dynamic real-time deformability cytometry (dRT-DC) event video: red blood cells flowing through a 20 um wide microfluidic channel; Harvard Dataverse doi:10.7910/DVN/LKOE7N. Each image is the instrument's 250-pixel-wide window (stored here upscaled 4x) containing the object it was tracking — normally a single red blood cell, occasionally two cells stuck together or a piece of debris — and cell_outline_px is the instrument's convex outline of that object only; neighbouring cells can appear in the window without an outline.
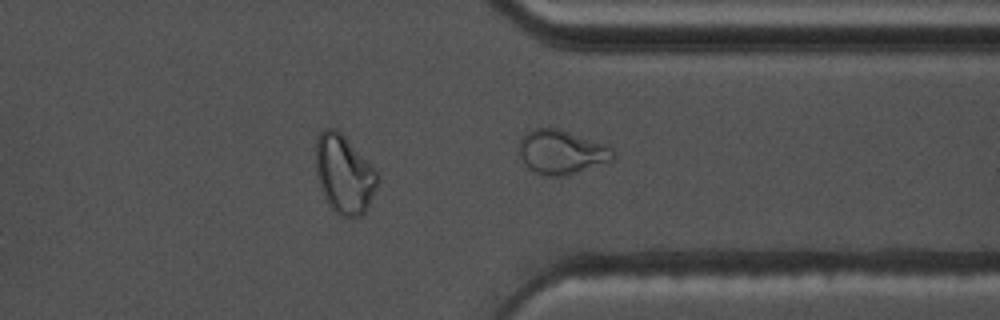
{"species": "common noctule bat (a hibernating species)", "species_latin": "Nyctalus noctula", "temperature_condition": "warm", "stored_images_in_passage": 33, "camera_frame_rate_fps": 3000, "um_per_image_px": 0.085, "animal": {"sex": "male", "body_mass_g": 17.5, "forearm_length_mm": 52.3}, "frame": {"image": 1, "passage_image": 33, "time_ms": 10.667, "image_size_px": [1000, 320], "cell_outline_px": [[616, 156], [612, 160], [564, 176], [544, 176], [528, 168], [520, 152], [520, 140], [532, 128], [556, 128], [604, 144], [612, 148], [616, 152]], "centroid_in_image_um": [47.75, 12.93], "position_along_channel_um": 363.7, "area_um2": 23.64}}